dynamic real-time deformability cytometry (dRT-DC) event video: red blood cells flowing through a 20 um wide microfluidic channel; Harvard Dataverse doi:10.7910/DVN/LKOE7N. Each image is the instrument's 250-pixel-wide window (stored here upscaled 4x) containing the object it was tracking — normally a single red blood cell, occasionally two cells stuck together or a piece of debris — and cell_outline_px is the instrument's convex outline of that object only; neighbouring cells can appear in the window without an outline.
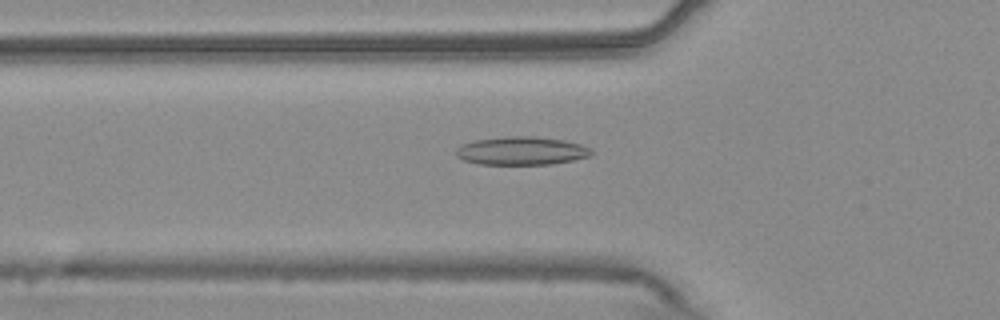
{"species": "common noctule bat (a hibernating species)", "species_latin": "Nyctalus noctula", "temperature_condition": "warm", "stored_images_in_passage": 54, "camera_frame_rate_fps": 3000, "um_per_image_px": 0.085, "animal": {"sex": "male", "body_mass_g": 20.4}, "frame": {"image": 1, "passage_image": 19, "time_ms": 6.0, "image_size_px": [1000, 320], "cell_outline_px": [[592, 156], [552, 164], [480, 164], [464, 160], [456, 156], [456, 148], [464, 144], [476, 140], [508, 136], [532, 136], [564, 140], [580, 144], [592, 148]], "centroid_in_image_um": [44.36, 12.82], "position_along_channel_um": 81.4, "area_um2": 22.2}}
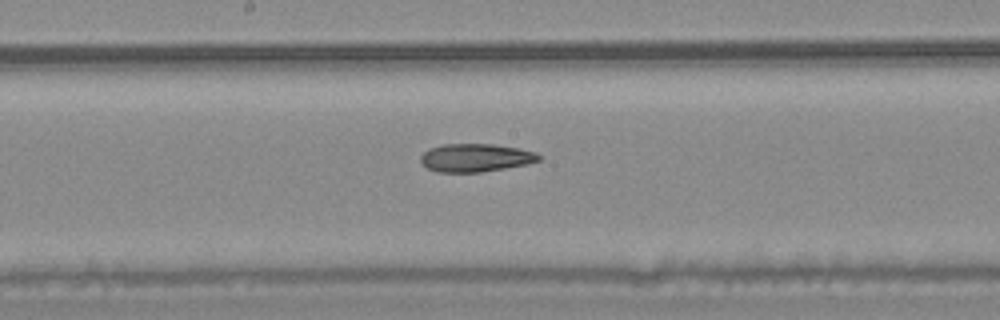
{"frame": {"image": 2, "passage_image": 29, "time_ms": 9.333, "image_size_px": [1000, 320], "cell_outline_px": [[540, 160], [528, 164], [480, 172], [436, 172], [420, 164], [420, 156], [428, 148], [444, 144], [492, 144], [520, 148], [536, 152], [540, 156]], "centroid_in_image_um": [40.4, 13.4], "position_along_channel_um": 207.8, "area_um2": 19.48}}
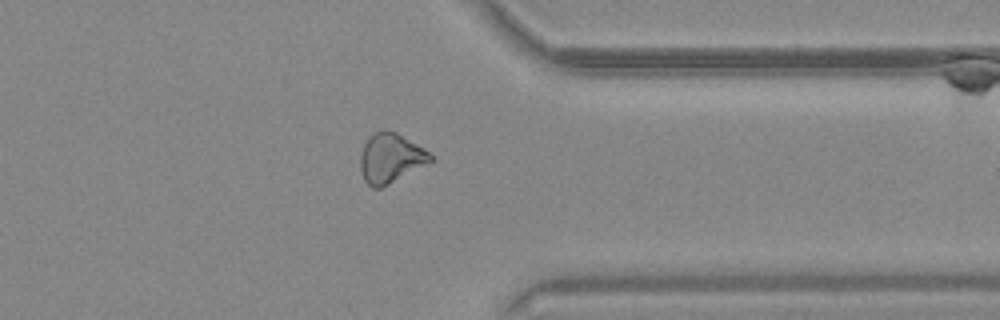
{"frame": {"image": 3, "passage_image": 43, "time_ms": 14.0, "image_size_px": [1000, 320], "cell_outline_px": [[436, 160], [380, 188], [372, 188], [364, 180], [360, 168], [360, 152], [368, 136], [384, 128], [396, 132], [416, 144], [428, 152]], "centroid_in_image_um": [33.18, 13.43], "position_along_channel_um": 378.2, "area_um2": 20.29}, "authors_computed_cell_mechanics": {"area_um2": 20.808, "velocity_mm_per_s": 3.7568, "shape_relaxation_time_tau1_ms": null, "shape_relaxation_time_tau2_ms": 5.3515, "deformation_change_tau1": null, "deformation_change_tau2": 0.1411}}